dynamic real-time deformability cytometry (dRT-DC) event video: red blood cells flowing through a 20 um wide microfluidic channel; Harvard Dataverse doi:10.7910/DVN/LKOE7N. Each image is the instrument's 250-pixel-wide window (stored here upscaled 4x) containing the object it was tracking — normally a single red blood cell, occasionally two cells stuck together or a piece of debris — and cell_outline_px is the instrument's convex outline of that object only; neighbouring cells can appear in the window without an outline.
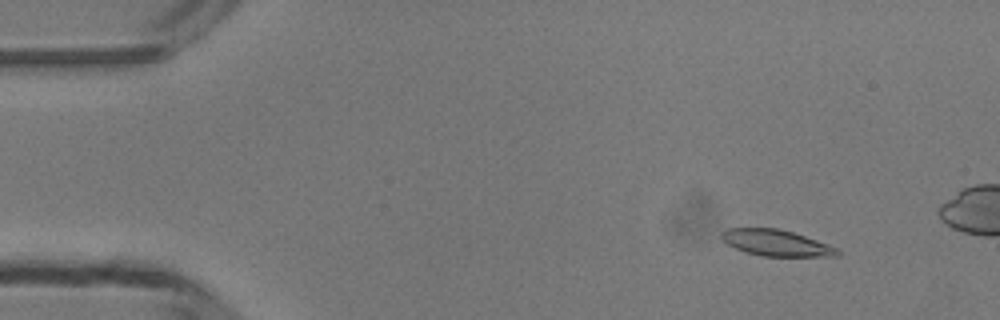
{"species": "common noctule bat (a hibernating species)", "species_latin": "Nyctalus noctula", "temperature_condition": "room temperature", "stored_images_in_passage": 51, "camera_frame_rate_fps": 3000, "um_per_image_px": 0.085, "animal": {"sex": "male", "body_mass_g": 13.3}, "frame": {"image": 1, "passage_image": 6, "time_ms": 1.667, "image_size_px": [1000, 320], "cell_outline_px": [[840, 256], [760, 256], [736, 248], [728, 244], [720, 236], [720, 232], [728, 228], [776, 228], [792, 232], [828, 244], [836, 248], [840, 252]], "centroid_in_image_um": [65.97, 20.64], "position_along_channel_um": 19.0, "area_um2": 17.46}}
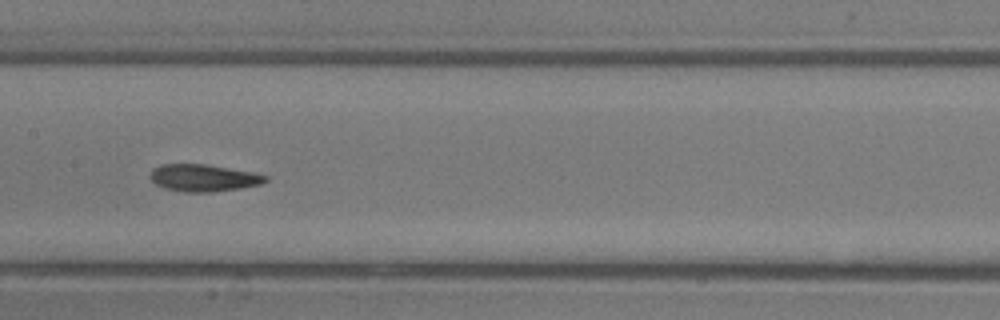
{"frame": {"image": 2, "passage_image": 25, "time_ms": 8.0, "image_size_px": [1000, 320], "cell_outline_px": [[268, 180], [260, 184], [240, 188], [212, 192], [184, 192], [164, 188], [156, 184], [148, 176], [152, 168], [160, 164], [204, 164], [252, 172], [268, 176]], "centroid_in_image_um": [17.25, 15.12], "position_along_channel_um": 190.2, "area_um2": 18.21}}
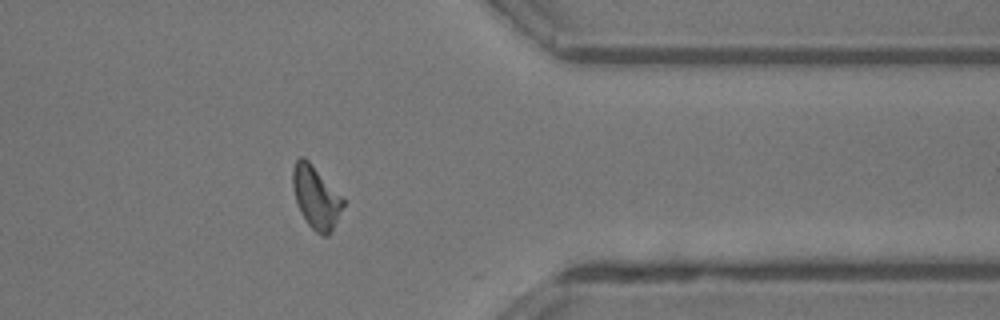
{"frame": {"image": 3, "passage_image": 40, "time_ms": 13.0, "image_size_px": [1000, 320], "cell_outline_px": [[344, 204], [328, 236], [324, 236], [316, 232], [308, 224], [300, 212], [296, 200], [292, 184], [292, 168], [296, 160], [300, 156], [304, 156], [308, 160], [344, 200]], "centroid_in_image_um": [26.81, 16.75], "position_along_channel_um": 384.6, "area_um2": 17.86}, "authors_computed_cell_mechanics": {"area_um2": 18.0336, "velocity_mm_per_s": 4.1859, "shape_relaxation_time_tau1_ms": 3.7869, "shape_relaxation_time_tau2_ms": 4.7218, "deformation_change_tau1": 0.1414, "deformation_change_tau2": 0.1416}}